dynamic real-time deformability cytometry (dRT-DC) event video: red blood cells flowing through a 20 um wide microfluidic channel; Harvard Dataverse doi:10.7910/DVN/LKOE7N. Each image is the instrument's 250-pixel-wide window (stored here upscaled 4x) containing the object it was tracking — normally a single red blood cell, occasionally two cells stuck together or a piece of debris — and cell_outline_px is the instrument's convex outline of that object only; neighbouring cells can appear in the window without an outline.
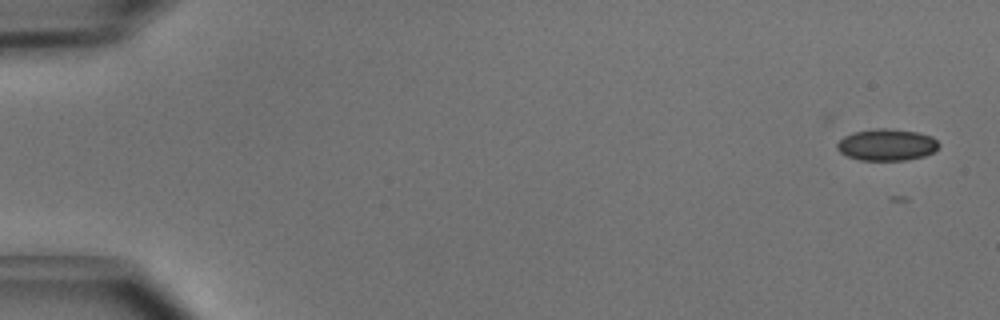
{"species": "common noctule bat (a hibernating species)", "species_latin": "Nyctalus noctula", "temperature_condition": "cold", "stored_images_in_passage": 8, "camera_frame_rate_fps": 3000, "um_per_image_px": 0.085, "animal": {"sex": "male", "body_mass_g": 15.6}, "frame": {"image": 1, "passage_image": 1, "time_ms": 0.0, "image_size_px": [1000, 320], "cell_outline_px": [[940, 144], [932, 152], [924, 156], [904, 160], [860, 160], [848, 156], [840, 152], [836, 148], [836, 144], [844, 136], [852, 132], [876, 128], [888, 128], [916, 132], [932, 136]], "centroid_in_image_um": [75.35, 12.3], "position_along_channel_um": 9.7, "area_um2": 18.73}}
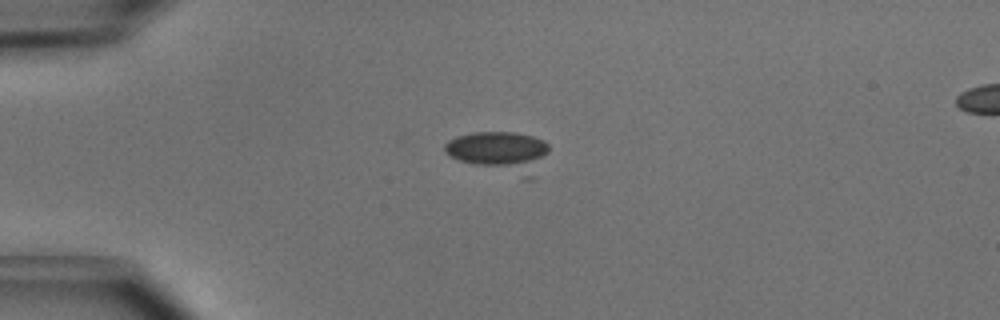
{"frame": {"image": 2, "passage_image": 4, "time_ms": 1.0, "image_size_px": [1000, 320], "cell_outline_px": [[548, 152], [532, 180], [524, 180], [460, 160], [444, 152], [444, 144], [448, 140], [456, 136], [472, 132], [516, 132], [532, 136], [544, 140], [548, 144]], "centroid_in_image_um": [42.53, 12.93], "position_along_channel_um": 42.5, "area_um2": 25.14}}